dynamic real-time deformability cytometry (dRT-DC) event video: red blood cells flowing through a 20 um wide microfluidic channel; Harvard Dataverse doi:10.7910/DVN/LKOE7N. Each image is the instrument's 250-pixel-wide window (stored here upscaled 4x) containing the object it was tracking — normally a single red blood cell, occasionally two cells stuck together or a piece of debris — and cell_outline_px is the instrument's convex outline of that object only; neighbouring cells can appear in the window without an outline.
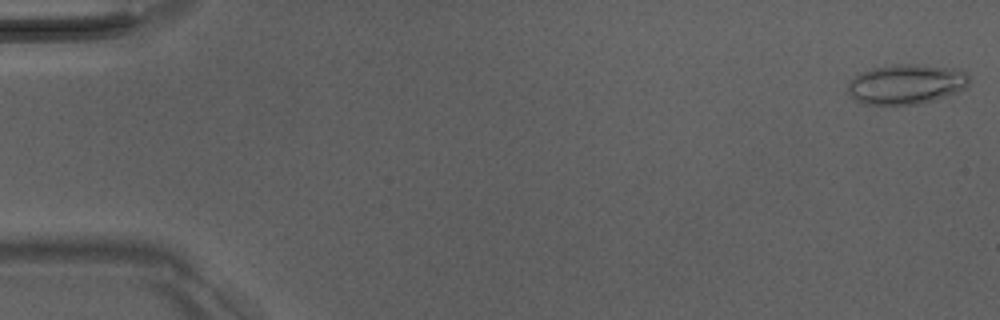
{"species": "Egyptian fruit bat (a non-hibernating species)", "species_latin": "Rousettus aegyptiacus", "temperature_condition": "room temperature", "stored_images_in_passage": 51, "camera_frame_rate_fps": 3000, "um_per_image_px": 0.085, "animal": {"sex": "male"}, "frame": {"image": 1, "passage_image": 1, "time_ms": 0.0, "image_size_px": [1000, 320], "cell_outline_px": [[968, 84], [964, 88], [956, 92], [932, 100], [916, 104], [864, 104], [856, 100], [844, 92], [848, 80], [860, 72], [872, 68], [892, 64], [916, 64], [952, 68], [964, 72], [968, 76]], "centroid_in_image_um": [76.92, 7.14], "position_along_channel_um": 8.1, "area_um2": 28.26}}
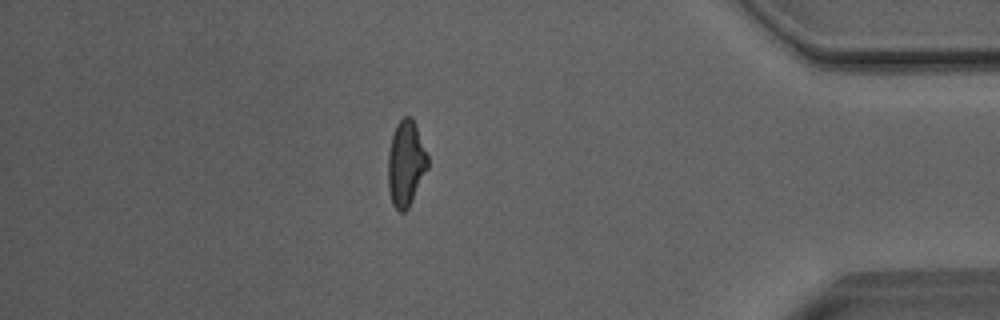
{"frame": {"image": 2, "passage_image": 44, "time_ms": 14.333, "image_size_px": [1000, 320], "cell_outline_px": [[428, 168], [408, 208], [404, 212], [400, 212], [392, 204], [388, 188], [388, 152], [392, 136], [396, 124], [404, 116], [412, 116], [428, 156]], "centroid_in_image_um": [34.49, 13.89], "position_along_channel_um": 400.7, "area_um2": 19.77}}
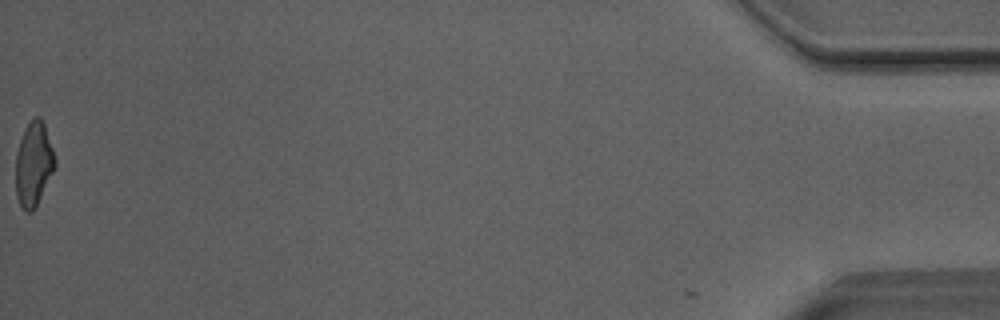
{"frame": {"image": 3, "passage_image": 51, "time_ms": 16.667, "image_size_px": [1000, 320], "cell_outline_px": [[56, 164], [32, 212], [28, 212], [20, 204], [16, 196], [16, 152], [24, 128], [36, 116], [40, 116], [44, 124], [56, 160]], "centroid_in_image_um": [2.84, 13.91], "position_along_channel_um": 432.4, "area_um2": 18.73}, "authors_computed_cell_mechanics": {"area_um2": 20.4034, "velocity_mm_per_s": 4.0772, "shape_relaxation_time_tau1_ms": null, "shape_relaxation_time_tau2_ms": 2.1867, "deformation_change_tau1": null, "deformation_change_tau2": 0.1047}}